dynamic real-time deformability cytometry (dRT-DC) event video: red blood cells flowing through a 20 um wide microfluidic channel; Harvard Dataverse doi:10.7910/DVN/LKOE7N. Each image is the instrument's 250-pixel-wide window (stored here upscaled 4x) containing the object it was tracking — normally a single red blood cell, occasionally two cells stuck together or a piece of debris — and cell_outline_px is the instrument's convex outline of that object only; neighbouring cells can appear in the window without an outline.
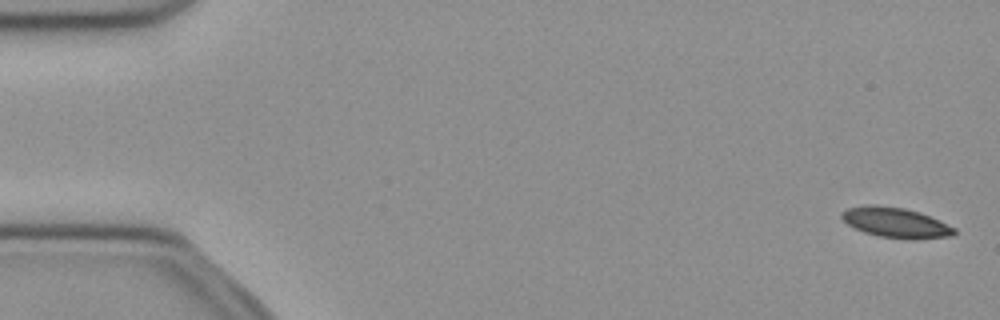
{"species": "common noctule bat (a hibernating species)", "species_latin": "Nyctalus noctula", "temperature_condition": "cold", "stored_images_in_passage": 52, "camera_frame_rate_fps": 3000, "um_per_image_px": 0.085, "animal": {"sex": "female", "body_mass_g": 21.9}, "frame": {"image": 1, "passage_image": 2, "time_ms": 0.333, "image_size_px": [1000, 320], "cell_outline_px": [[956, 232], [952, 236], [908, 240], [880, 236], [864, 232], [848, 224], [840, 216], [840, 212], [848, 208], [868, 204], [872, 204], [904, 208], [920, 212], [940, 220], [956, 228]], "centroid_in_image_um": [76.15, 18.92], "position_along_channel_um": 8.8, "area_um2": 19.88}}
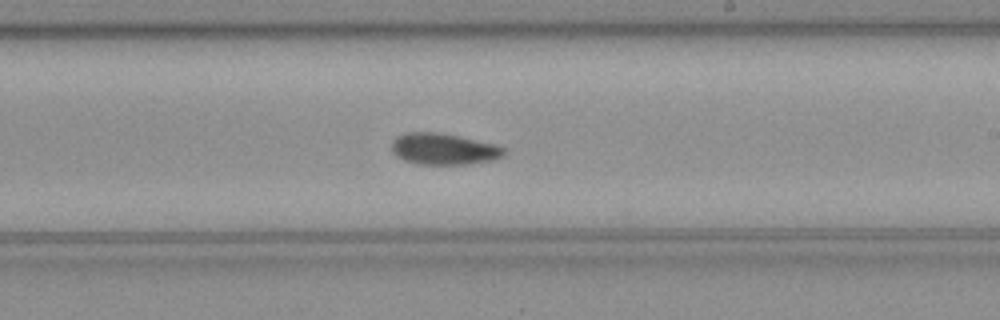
{"frame": {"image": 2, "passage_image": 31, "time_ms": 10.0, "image_size_px": [1000, 320], "cell_outline_px": [[504, 152], [500, 156], [492, 160], [468, 164], [420, 164], [404, 160], [396, 156], [392, 152], [392, 140], [396, 136], [404, 132], [436, 132], [456, 136], [492, 144], [504, 148]], "centroid_in_image_um": [37.62, 12.66], "position_along_channel_um": 251.4, "area_um2": 20.17}}
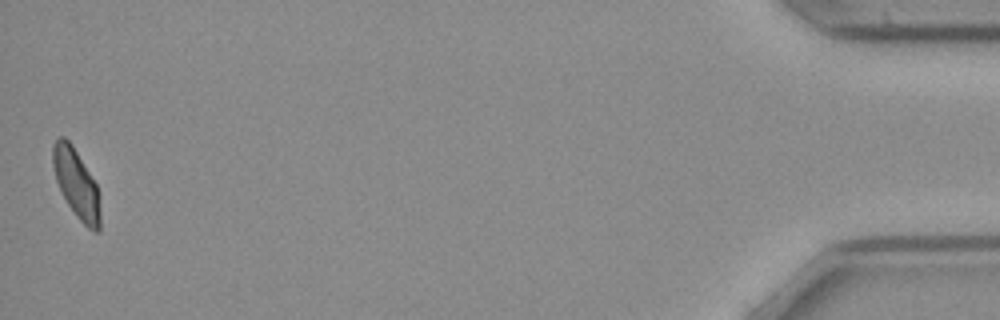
{"frame": {"image": 3, "passage_image": 52, "time_ms": 17.0, "image_size_px": [1000, 320], "cell_outline_px": [[100, 232], [96, 232], [88, 228], [76, 216], [68, 204], [56, 180], [52, 164], [52, 144], [60, 136], [64, 136], [72, 144], [96, 184], [100, 212]], "centroid_in_image_um": [6.47, 15.59], "position_along_channel_um": 428.7, "area_um2": 18.73}}